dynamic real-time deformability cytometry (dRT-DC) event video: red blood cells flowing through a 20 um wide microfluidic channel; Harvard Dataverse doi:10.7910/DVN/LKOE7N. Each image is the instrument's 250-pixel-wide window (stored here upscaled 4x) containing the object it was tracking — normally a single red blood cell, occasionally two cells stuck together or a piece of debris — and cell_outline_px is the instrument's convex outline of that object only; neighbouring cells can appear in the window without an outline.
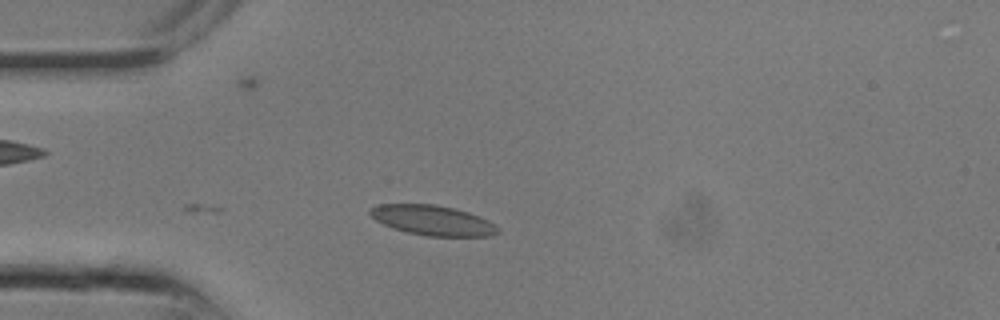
{"species": "common noctule bat (a hibernating species)", "species_latin": "Nyctalus noctula", "temperature_condition": "room temperature", "stored_images_in_passage": 4, "camera_frame_rate_fps": 3000, "um_per_image_px": 0.085, "animal": {"sex": "male", "body_mass_g": 13.3}, "frame": {"image": 1, "passage_image": 4, "time_ms": 1.0, "image_size_px": [1000, 320], "cell_outline_px": [[500, 232], [492, 236], [428, 236], [408, 232], [392, 228], [376, 220], [368, 212], [368, 208], [380, 204], [436, 204], [468, 212], [480, 216], [496, 224], [500, 228]], "centroid_in_image_um": [36.8, 18.73], "position_along_channel_um": 48.2, "area_um2": 22.43}}